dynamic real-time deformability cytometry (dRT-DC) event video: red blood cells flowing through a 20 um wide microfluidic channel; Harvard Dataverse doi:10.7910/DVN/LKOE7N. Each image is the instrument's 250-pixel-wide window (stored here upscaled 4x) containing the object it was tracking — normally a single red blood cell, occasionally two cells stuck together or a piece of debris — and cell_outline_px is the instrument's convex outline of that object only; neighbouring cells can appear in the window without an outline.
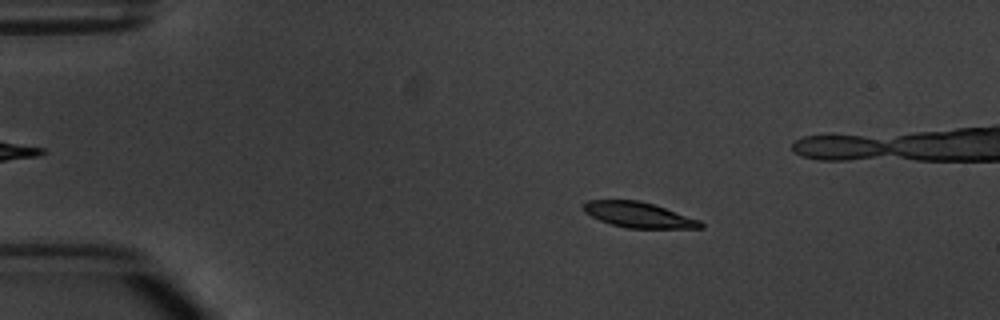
{"species": "common noctule bat (a hibernating species)", "species_latin": "Nyctalus noctula", "temperature_condition": "warm", "stored_images_in_passage": 5, "camera_frame_rate_fps": 3000, "um_per_image_px": 0.085, "animal": {"sex": "male", "body_mass_g": 20.1, "forearm_length_mm": 53.5}, "frame": {"image": 1, "passage_image": 3, "time_ms": 2.333, "image_size_px": [1000, 320], "cell_outline_px": [[704, 228], [628, 228], [612, 224], [600, 220], [584, 212], [584, 204], [588, 200], [640, 200], [700, 220], [704, 224]], "centroid_in_image_um": [54.29, 18.26], "position_along_channel_um": 30.7, "area_um2": 17.11}}